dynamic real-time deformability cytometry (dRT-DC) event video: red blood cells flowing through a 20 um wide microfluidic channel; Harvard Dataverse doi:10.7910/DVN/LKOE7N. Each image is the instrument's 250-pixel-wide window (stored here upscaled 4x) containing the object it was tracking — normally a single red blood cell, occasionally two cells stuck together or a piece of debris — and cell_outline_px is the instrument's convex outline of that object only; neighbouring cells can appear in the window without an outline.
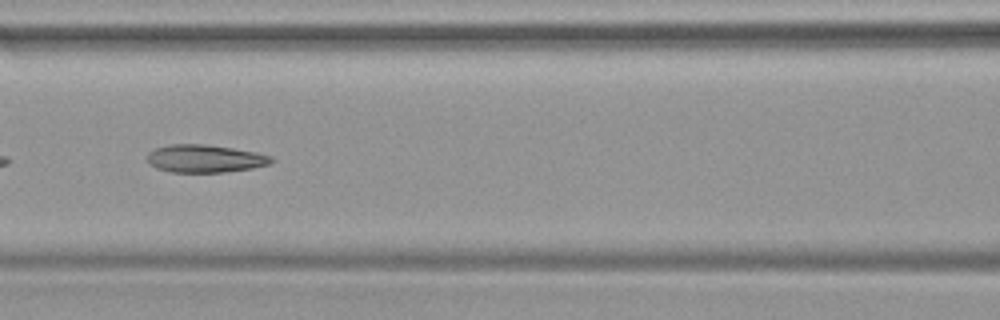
{"species": "common noctule bat (a hibernating species)", "species_latin": "Nyctalus noctula", "temperature_condition": "warm", "stored_images_in_passage": 26, "camera_frame_rate_fps": 3000, "um_per_image_px": 0.085, "animal": {"sex": "female", "body_mass_g": 19.9}, "frame": {"image": 1, "passage_image": 12, "time_ms": 3.667, "image_size_px": [1000, 320], "cell_outline_px": [[276, 160], [268, 164], [252, 168], [224, 172], [172, 172], [156, 168], [148, 164], [148, 152], [156, 148], [168, 144], [204, 144], [232, 148], [256, 152], [272, 156]], "centroid_in_image_um": [17.41, 13.48], "position_along_channel_um": 149.2, "area_um2": 20.11}}